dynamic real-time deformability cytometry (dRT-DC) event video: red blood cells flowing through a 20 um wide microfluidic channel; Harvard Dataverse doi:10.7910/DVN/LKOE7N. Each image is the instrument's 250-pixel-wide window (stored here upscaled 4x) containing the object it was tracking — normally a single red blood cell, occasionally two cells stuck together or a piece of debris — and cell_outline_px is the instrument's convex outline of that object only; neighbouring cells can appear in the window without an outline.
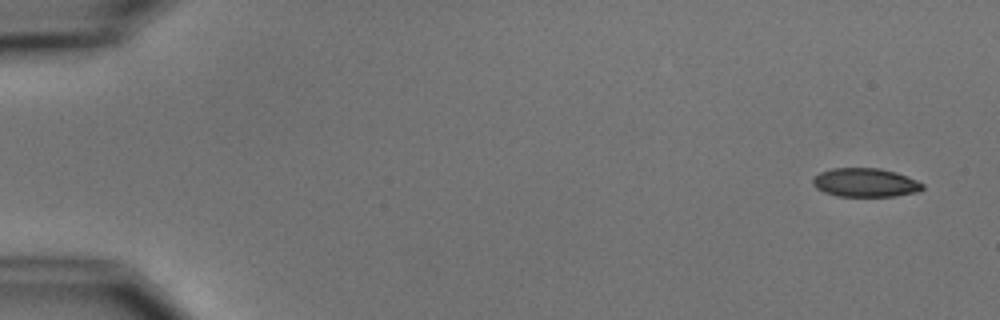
{"species": "common noctule bat (a hibernating species)", "species_latin": "Nyctalus noctula", "temperature_condition": "cold", "stored_images_in_passage": 4, "camera_frame_rate_fps": 3000, "um_per_image_px": 0.085, "animal": {"sex": "male", "body_mass_g": 15.6}, "frame": {"image": 1, "passage_image": 1, "time_ms": 0.0, "image_size_px": [1000, 320], "cell_outline_px": [[924, 188], [920, 192], [896, 196], [836, 196], [824, 192], [816, 188], [812, 184], [812, 180], [820, 172], [832, 168], [880, 168], [896, 172], [916, 180], [924, 184]], "centroid_in_image_um": [73.57, 15.52], "position_along_channel_um": 11.4, "area_um2": 18.5}}
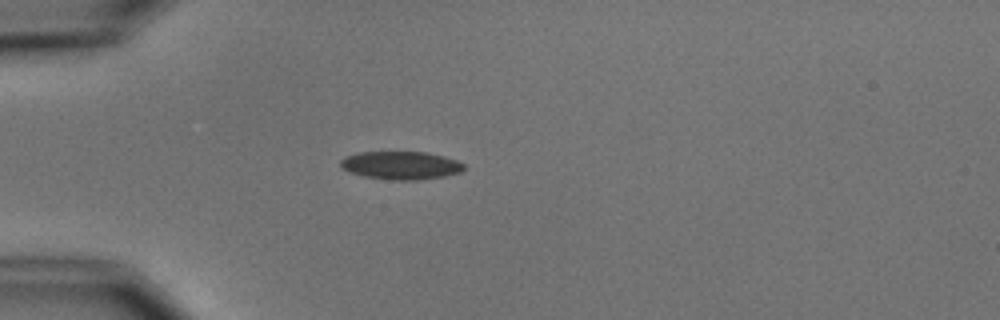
{"frame": {"image": 2, "passage_image": 4, "time_ms": 4.333, "image_size_px": [1000, 320], "cell_outline_px": [[464, 168], [460, 172], [444, 176], [420, 180], [392, 180], [364, 176], [352, 172], [344, 168], [340, 164], [340, 160], [344, 156], [360, 152], [424, 152], [444, 156], [456, 160], [464, 164]], "centroid_in_image_um": [34.08, 14.05], "position_along_channel_um": 50.9, "area_um2": 20.06}}